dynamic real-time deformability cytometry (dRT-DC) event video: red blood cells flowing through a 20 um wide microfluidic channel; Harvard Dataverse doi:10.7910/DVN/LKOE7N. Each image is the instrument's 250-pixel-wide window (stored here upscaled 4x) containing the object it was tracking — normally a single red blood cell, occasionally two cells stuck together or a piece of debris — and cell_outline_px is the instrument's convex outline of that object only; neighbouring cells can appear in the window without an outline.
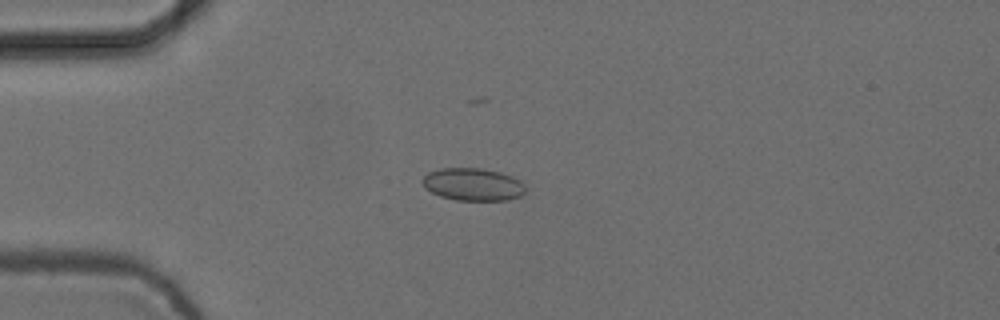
{"species": "common noctule bat (a hibernating species)", "species_latin": "Nyctalus noctula", "temperature_condition": "cold", "stored_images_in_passage": 11, "camera_frame_rate_fps": 3000, "um_per_image_px": 0.085, "animal": {"sex": "female", "body_mass_g": 24.6, "forearm_length_mm": 56.2}, "frame": {"image": 1, "passage_image": 4, "time_ms": 1.0, "image_size_px": [1000, 320], "cell_outline_px": [[524, 192], [520, 196], [508, 200], [456, 200], [440, 196], [424, 188], [420, 180], [428, 172], [440, 168], [480, 168], [500, 172], [512, 176], [520, 180], [524, 184]], "centroid_in_image_um": [40.17, 15.67], "position_along_channel_um": 44.8, "area_um2": 19.65}}
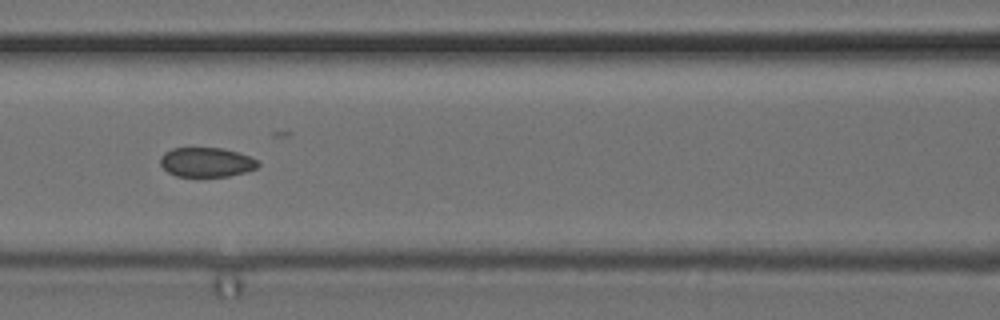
{"frame": {"image": 2, "passage_image": 7, "time_ms": 2.0, "image_size_px": [1000, 320], "cell_outline_px": [[260, 164], [256, 168], [244, 172], [228, 176], [176, 176], [168, 172], [160, 164], [160, 156], [164, 152], [172, 148], [224, 148], [248, 156], [256, 160]], "centroid_in_image_um": [17.51, 13.78], "position_along_channel_um": 149.1, "area_um2": 16.65}}
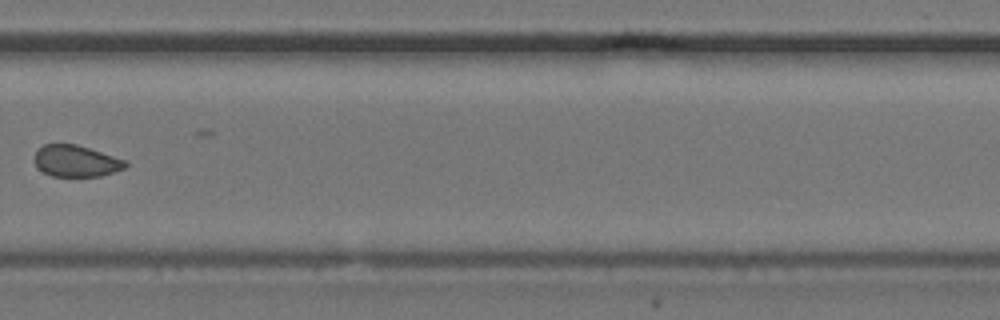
{"frame": {"image": 3, "passage_image": 11, "time_ms": 3.333, "image_size_px": [1000, 320], "cell_outline_px": [[128, 164], [124, 168], [100, 176], [52, 176], [36, 168], [32, 160], [32, 156], [44, 144], [76, 144], [128, 160]], "centroid_in_image_um": [6.43, 13.68], "position_along_channel_um": 323.4, "area_um2": 16.88}}